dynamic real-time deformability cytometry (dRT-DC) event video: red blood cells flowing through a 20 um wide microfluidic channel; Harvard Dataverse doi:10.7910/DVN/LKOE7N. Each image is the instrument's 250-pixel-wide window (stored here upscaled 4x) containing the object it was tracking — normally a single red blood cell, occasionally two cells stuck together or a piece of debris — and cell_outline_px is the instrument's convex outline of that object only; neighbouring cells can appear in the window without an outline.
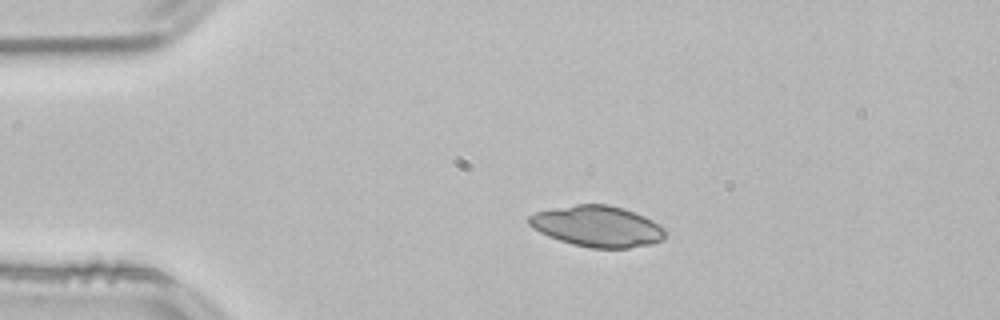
{"species": "common noctule bat (a hibernating species)", "species_latin": "Nyctalus noctula", "temperature_condition": "room temperature", "stored_images_in_passage": 43, "camera_frame_rate_fps": 3000, "um_per_image_px": 0.085, "animal": {"sex": "male", "body_mass_g": 21.5, "forearm_length_mm": 52.0}, "frame": {"image": 1, "passage_image": 1, "time_ms": 0.0, "image_size_px": [1000, 320], "cell_outline_px": [[664, 240], [652, 244], [628, 248], [592, 248], [572, 244], [548, 236], [532, 228], [528, 224], [528, 216], [536, 212], [552, 208], [576, 204], [608, 204], [624, 208], [644, 216], [652, 220], [664, 228]], "centroid_in_image_um": [50.76, 19.23], "position_along_channel_um": 34.2, "area_um2": 32.66}}